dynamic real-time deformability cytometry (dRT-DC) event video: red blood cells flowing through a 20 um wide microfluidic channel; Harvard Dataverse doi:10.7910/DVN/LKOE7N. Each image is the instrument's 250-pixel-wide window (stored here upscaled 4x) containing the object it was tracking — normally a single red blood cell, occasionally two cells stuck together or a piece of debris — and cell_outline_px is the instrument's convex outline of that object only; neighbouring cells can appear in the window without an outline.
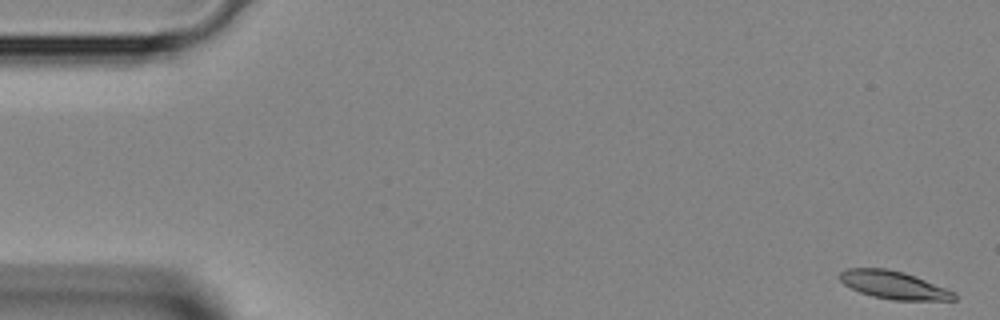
{"species": "Egyptian fruit bat (a non-hibernating species)", "species_latin": "Rousettus aegyptiacus", "temperature_condition": "room temperature", "stored_images_in_passage": 43, "camera_frame_rate_fps": 3000, "um_per_image_px": 0.085, "animal": {"sex": "female"}, "frame": {"image": 1, "passage_image": 1, "time_ms": 0.0, "image_size_px": [1000, 320], "cell_outline_px": [[956, 300], [892, 300], [872, 296], [860, 292], [844, 284], [840, 280], [840, 272], [848, 268], [888, 268], [904, 272], [916, 276], [956, 292]], "centroid_in_image_um": [75.99, 24.22], "position_along_channel_um": 9.0, "area_um2": 18.61}}
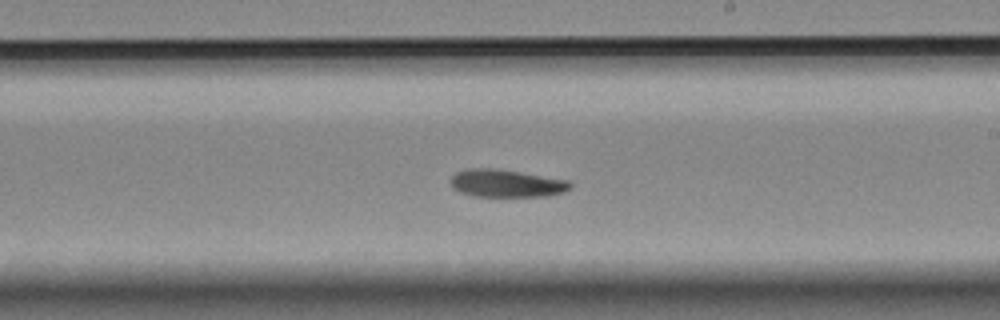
{"frame": {"image": 2, "passage_image": 25, "time_ms": 8.0, "image_size_px": [1000, 320], "cell_outline_px": [[572, 188], [564, 192], [548, 196], [472, 196], [460, 192], [452, 188], [452, 176], [456, 172], [468, 168], [492, 168], [520, 172], [568, 180], [572, 184]], "centroid_in_image_um": [43.05, 15.59], "position_along_channel_um": 245.9, "area_um2": 19.25}}
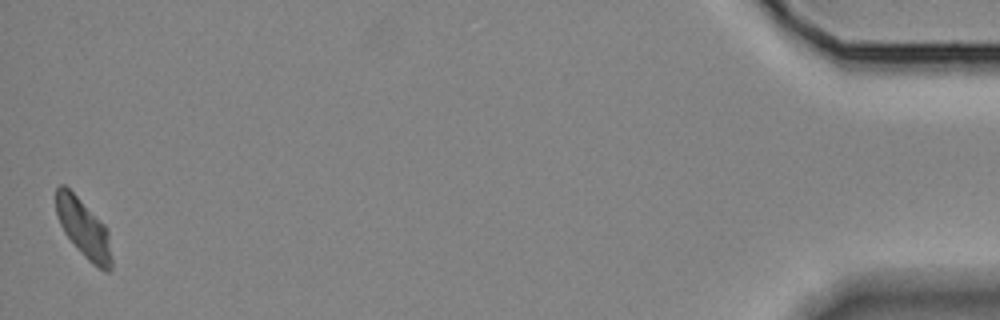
{"frame": {"image": 3, "passage_image": 43, "time_ms": 14.0, "image_size_px": [1000, 320], "cell_outline_px": [[112, 268], [108, 272], [104, 272], [92, 264], [84, 256], [64, 232], [60, 224], [56, 212], [56, 188], [60, 184], [64, 184], [108, 228], [112, 260]], "centroid_in_image_um": [7.13, 19.45], "position_along_channel_um": 428.1, "area_um2": 18.84}}